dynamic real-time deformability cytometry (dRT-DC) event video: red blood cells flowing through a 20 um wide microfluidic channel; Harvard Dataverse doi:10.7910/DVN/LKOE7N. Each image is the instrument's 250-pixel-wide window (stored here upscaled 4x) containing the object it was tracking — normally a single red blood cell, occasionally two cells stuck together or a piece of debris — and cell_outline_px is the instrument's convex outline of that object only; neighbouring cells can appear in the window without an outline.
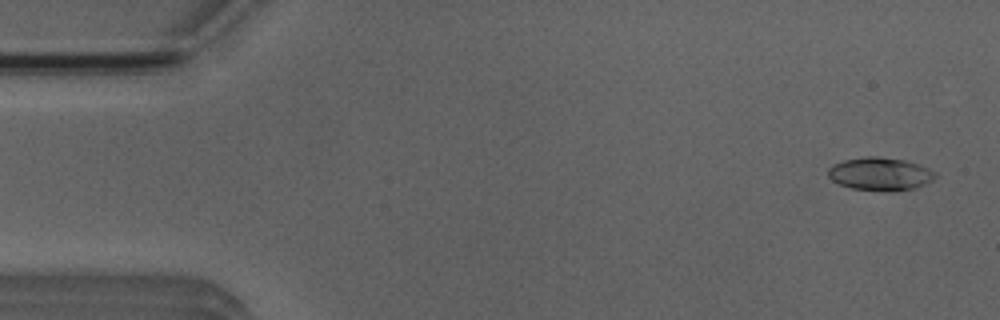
{"species": "Egyptian fruit bat (a non-hibernating species)", "species_latin": "Rousettus aegyptiacus", "temperature_condition": "room temperature", "stored_images_in_passage": 6, "camera_frame_rate_fps": 3000, "um_per_image_px": 0.085, "animal": {"sex": "male"}, "frame": {"image": 1, "passage_image": 2, "time_ms": 0.333, "image_size_px": [1000, 320], "cell_outline_px": [[936, 176], [932, 180], [916, 188], [896, 192], [888, 192], [852, 188], [840, 184], [832, 180], [828, 176], [828, 168], [832, 164], [844, 160], [868, 156], [876, 156], [904, 160], [920, 164], [936, 172]], "centroid_in_image_um": [74.82, 14.79], "position_along_channel_um": 10.2, "area_um2": 20.81}}